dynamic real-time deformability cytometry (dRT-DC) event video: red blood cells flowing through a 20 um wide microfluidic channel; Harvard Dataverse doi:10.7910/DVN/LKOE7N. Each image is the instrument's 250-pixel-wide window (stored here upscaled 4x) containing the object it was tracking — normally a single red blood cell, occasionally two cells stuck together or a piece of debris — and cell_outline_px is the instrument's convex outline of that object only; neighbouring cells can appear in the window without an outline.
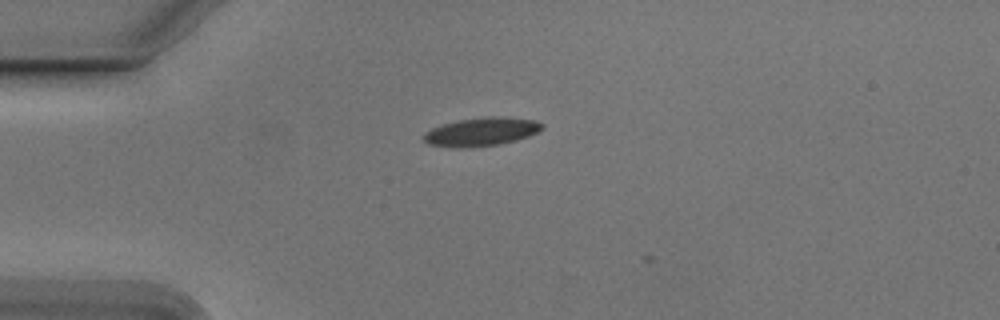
{"species": "Egyptian fruit bat (a non-hibernating species)", "species_latin": "Rousettus aegyptiacus", "temperature_condition": "cold", "stored_images_in_passage": 3, "camera_frame_rate_fps": 3000, "um_per_image_px": 0.085, "animal": {"sex": "male"}, "frame": {"image": 1, "passage_image": 1, "time_ms": 0.0, "image_size_px": [1000, 320], "cell_outline_px": [[544, 128], [528, 136], [516, 140], [500, 144], [464, 148], [452, 148], [428, 144], [424, 140], [424, 136], [432, 128], [444, 124], [460, 120], [492, 116], [536, 120], [544, 124]], "centroid_in_image_um": [40.94, 11.21], "position_along_channel_um": 44.1, "area_um2": 19.36}}